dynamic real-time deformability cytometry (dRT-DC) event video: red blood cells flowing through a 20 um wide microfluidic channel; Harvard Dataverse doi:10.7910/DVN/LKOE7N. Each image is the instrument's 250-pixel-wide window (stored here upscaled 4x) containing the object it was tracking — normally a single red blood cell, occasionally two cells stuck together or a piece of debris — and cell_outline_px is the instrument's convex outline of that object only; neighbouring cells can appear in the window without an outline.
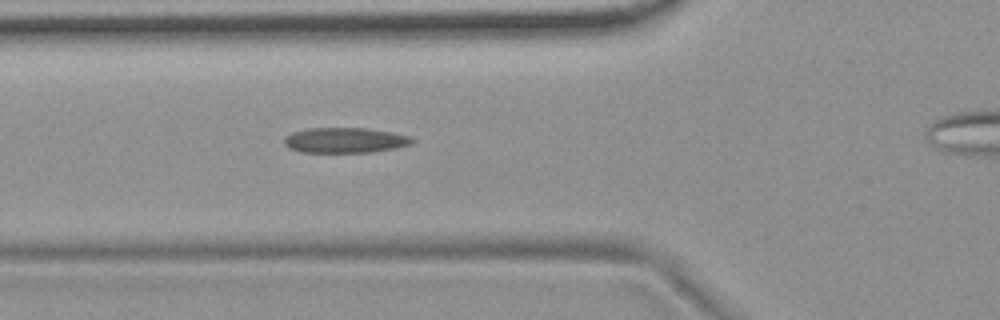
{"species": "common noctule bat (a hibernating species)", "species_latin": "Nyctalus noctula", "temperature_condition": "room temperature", "stored_images_in_passage": 5, "camera_frame_rate_fps": 3000, "um_per_image_px": 0.085, "animal": {"sex": "female", "body_mass_g": 19.9}, "frame": {"image": 1, "passage_image": 4, "time_ms": 3.333, "image_size_px": [1000, 320], "cell_outline_px": [[416, 140], [412, 144], [372, 152], [300, 152], [288, 148], [284, 144], [284, 136], [292, 132], [308, 128], [368, 128], [392, 132], [412, 136]], "centroid_in_image_um": [29.32, 11.91], "position_along_channel_um": 96.5, "area_um2": 19.02}}